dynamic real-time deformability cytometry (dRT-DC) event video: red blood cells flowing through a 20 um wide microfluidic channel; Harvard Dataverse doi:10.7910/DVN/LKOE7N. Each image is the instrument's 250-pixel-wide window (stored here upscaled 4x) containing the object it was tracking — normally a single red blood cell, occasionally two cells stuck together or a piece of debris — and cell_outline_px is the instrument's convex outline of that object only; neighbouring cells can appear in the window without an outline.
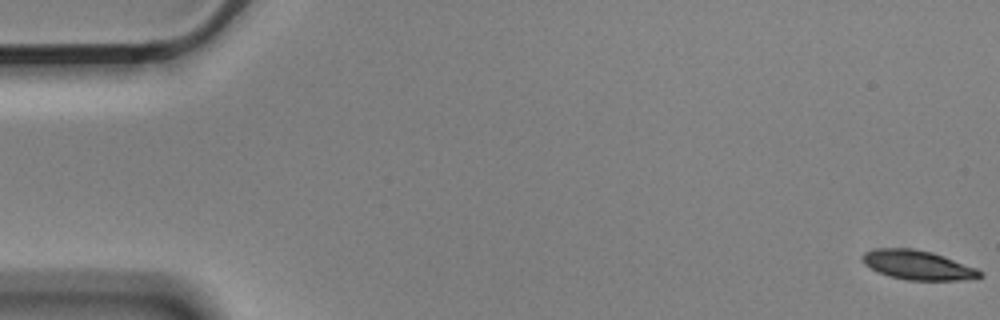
{"species": "Egyptian fruit bat (a non-hibernating species)", "species_latin": "Rousettus aegyptiacus", "temperature_condition": "cold", "stored_images_in_passage": 17, "camera_frame_rate_fps": 3000, "um_per_image_px": 0.085, "animal": {"sex": "male"}, "frame": {"image": 1, "passage_image": 1, "time_ms": 0.0, "image_size_px": [1000, 320], "cell_outline_px": [[984, 276], [960, 280], [908, 280], [888, 276], [864, 264], [860, 260], [860, 256], [864, 252], [876, 248], [912, 248], [932, 252], [944, 256], [976, 268], [984, 272]], "centroid_in_image_um": [77.99, 22.52], "position_along_channel_um": 7.0, "area_um2": 20.11}}
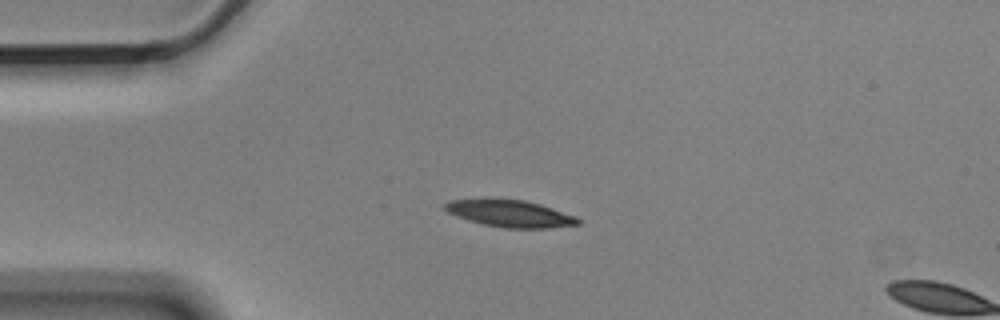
{"frame": {"image": 2, "passage_image": 14, "time_ms": 4.333, "image_size_px": [1000, 320], "cell_outline_px": [[580, 224], [552, 228], [504, 228], [484, 224], [468, 220], [456, 216], [448, 212], [444, 208], [444, 204], [448, 200], [488, 196], [524, 200], [540, 204], [576, 216], [580, 220]], "centroid_in_image_um": [43.29, 18.11], "position_along_channel_um": 41.7, "area_um2": 21.62}}